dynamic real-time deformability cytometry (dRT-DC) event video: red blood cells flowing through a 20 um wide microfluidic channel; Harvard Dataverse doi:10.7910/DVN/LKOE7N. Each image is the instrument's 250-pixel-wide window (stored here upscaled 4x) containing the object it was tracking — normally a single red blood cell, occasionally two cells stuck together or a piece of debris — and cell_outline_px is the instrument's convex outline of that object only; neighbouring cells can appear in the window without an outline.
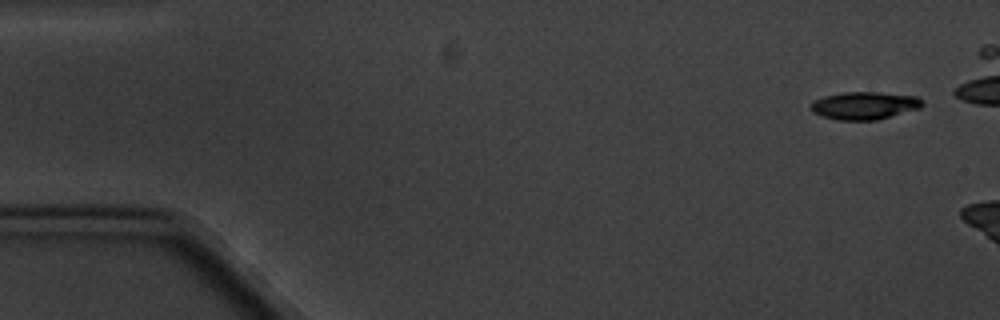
{"species": "common noctule bat (a hibernating species)", "species_latin": "Nyctalus noctula", "temperature_condition": "cold", "stored_images_in_passage": 3, "camera_frame_rate_fps": 3000, "um_per_image_px": 0.085, "animal": {"sex": "male", "body_mass_g": 20.1, "forearm_length_mm": 53.5}, "frame": {"image": 1, "passage_image": 1, "time_ms": 0.0, "image_size_px": [1000, 320], "cell_outline_px": [[924, 104], [920, 108], [876, 120], [836, 120], [812, 112], [808, 104], [824, 96], [844, 92], [880, 92], [916, 96], [924, 100]], "centroid_in_image_um": [73.48, 8.97], "position_along_channel_um": 11.5, "area_um2": 18.03}}